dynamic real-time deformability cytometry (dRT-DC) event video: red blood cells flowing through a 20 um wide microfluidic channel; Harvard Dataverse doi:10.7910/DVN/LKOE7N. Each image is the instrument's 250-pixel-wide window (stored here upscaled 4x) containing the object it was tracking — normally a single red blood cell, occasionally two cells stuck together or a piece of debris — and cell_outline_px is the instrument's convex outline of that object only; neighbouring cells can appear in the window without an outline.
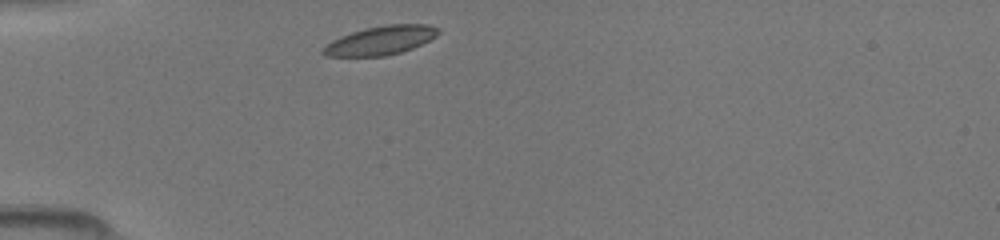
{"species": "common noctule bat (a hibernating species)", "species_latin": "Nyctalus noctula", "temperature_condition": "room temperature", "stored_images_in_passage": 35, "camera_frame_rate_fps": 3000, "um_per_image_px": 0.085, "animal": {"sex": "female", "body_mass_g": 19.5, "forearm_length_mm": 54.1}, "frame": {"image": 1, "passage_image": 1, "time_ms": 0.0, "image_size_px": [1000, 240], "cell_outline_px": [[440, 32], [436, 36], [412, 48], [400, 52], [384, 56], [324, 56], [320, 52], [332, 40], [340, 36], [364, 28], [384, 24], [428, 24], [440, 28]], "centroid_in_image_um": [32.36, 3.42], "position_along_channel_um": 52.6, "area_um2": 19.31}}
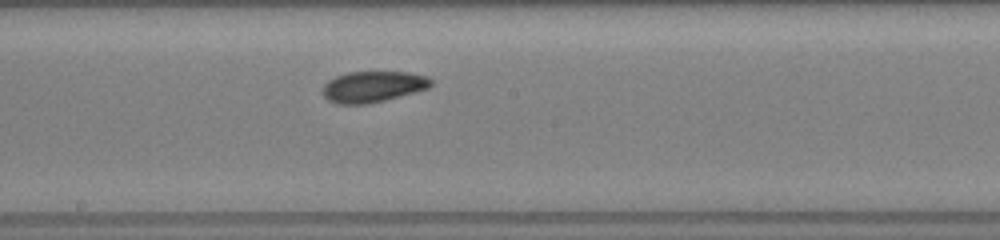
{"frame": {"image": 2, "passage_image": 14, "time_ms": 4.333, "image_size_px": [1000, 240], "cell_outline_px": [[432, 84], [428, 88], [416, 92], [368, 104], [336, 104], [328, 100], [324, 96], [324, 84], [328, 80], [336, 76], [348, 72], [408, 72], [428, 76], [432, 80]], "centroid_in_image_um": [31.71, 7.36], "position_along_channel_um": 216.5, "area_um2": 19.59}}
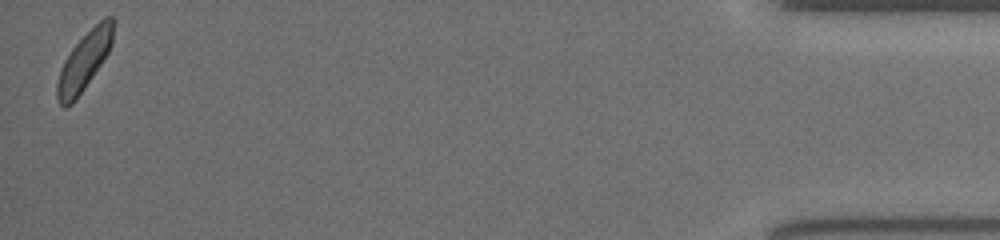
{"frame": {"image": 3, "passage_image": 35, "time_ms": 11.333, "image_size_px": [1000, 240], "cell_outline_px": [[116, 20], [112, 44], [108, 52], [76, 100], [72, 104], [64, 108], [56, 100], [56, 84], [64, 60], [72, 48], [104, 16], [112, 16]], "centroid_in_image_um": [7.17, 5.19], "position_along_channel_um": 428.0, "area_um2": 18.84}}